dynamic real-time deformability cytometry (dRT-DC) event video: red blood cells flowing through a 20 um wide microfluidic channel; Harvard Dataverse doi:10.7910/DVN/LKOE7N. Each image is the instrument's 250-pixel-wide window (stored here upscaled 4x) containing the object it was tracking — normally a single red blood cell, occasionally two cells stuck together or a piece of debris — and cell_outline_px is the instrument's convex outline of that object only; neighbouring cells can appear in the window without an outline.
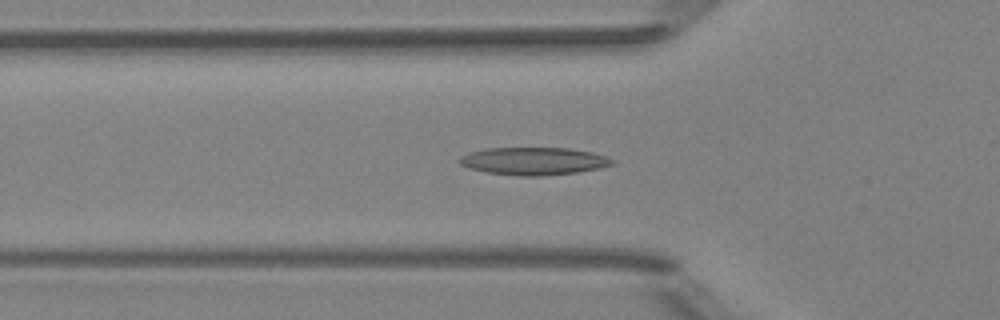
{"species": "Egyptian fruit bat (a non-hibernating species)", "species_latin": "Rousettus aegyptiacus", "temperature_condition": "room temperature", "stored_images_in_passage": 53, "camera_frame_rate_fps": 3000, "um_per_image_px": 0.085, "animal": {"sex": "female"}, "frame": {"image": 1, "passage_image": 18, "time_ms": 5.667, "image_size_px": [1000, 320], "cell_outline_px": [[616, 164], [600, 168], [576, 172], [540, 176], [520, 176], [484, 172], [468, 168], [460, 164], [456, 160], [460, 156], [484, 148], [568, 148], [592, 152], [616, 160]], "centroid_in_image_um": [45.35, 13.69], "position_along_channel_um": 80.5, "area_um2": 24.74}}
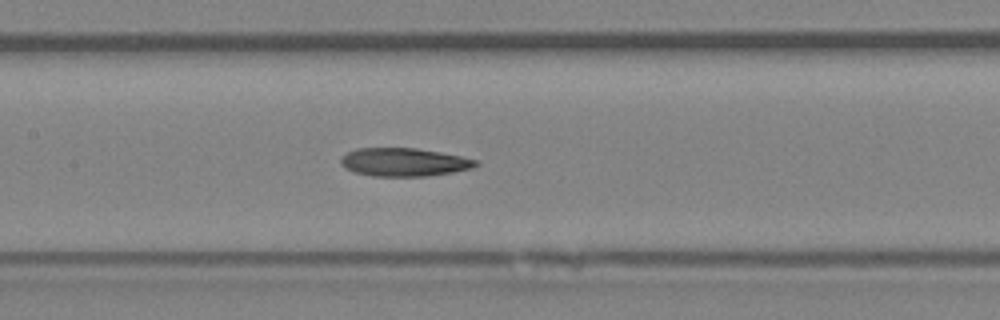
{"frame": {"image": 2, "passage_image": 25, "time_ms": 8.0, "image_size_px": [1000, 320], "cell_outline_px": [[480, 164], [472, 168], [452, 172], [428, 176], [372, 176], [356, 172], [344, 168], [340, 164], [340, 156], [356, 148], [416, 148], [440, 152], [480, 160]], "centroid_in_image_um": [34.34, 13.78], "position_along_channel_um": 173.1, "area_um2": 22.37}}
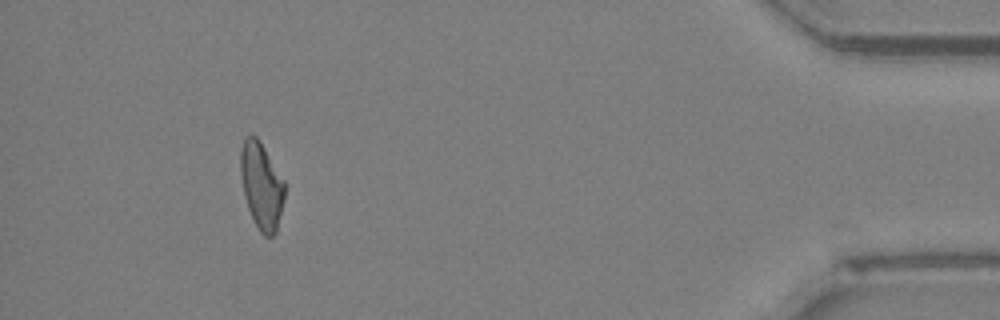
{"frame": {"image": 3, "passage_image": 48, "time_ms": 15.667, "image_size_px": [1000, 320], "cell_outline_px": [[284, 200], [276, 232], [272, 236], [264, 236], [260, 232], [248, 208], [244, 196], [240, 172], [240, 152], [244, 136], [256, 136], [260, 140], [284, 180]], "centroid_in_image_um": [22.22, 15.76], "position_along_channel_um": 413.0, "area_um2": 22.2}}